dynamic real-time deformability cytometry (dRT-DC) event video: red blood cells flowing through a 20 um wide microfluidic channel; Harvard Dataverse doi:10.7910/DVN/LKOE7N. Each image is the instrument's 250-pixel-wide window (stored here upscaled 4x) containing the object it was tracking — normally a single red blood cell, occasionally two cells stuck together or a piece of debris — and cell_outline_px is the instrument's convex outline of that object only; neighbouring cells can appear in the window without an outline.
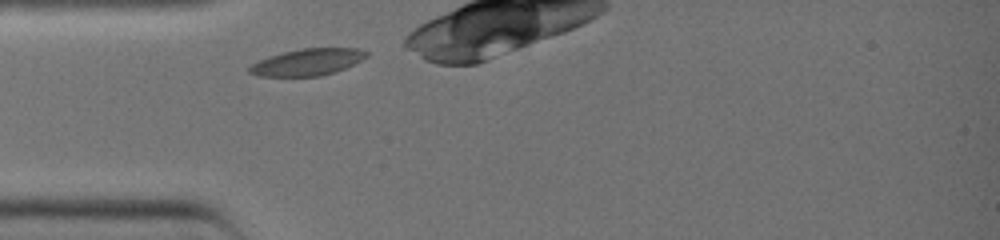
{"species": "common noctule bat (a hibernating species)", "species_latin": "Nyctalus noctula", "temperature_condition": "warm", "stored_images_in_passage": 12, "camera_frame_rate_fps": 3000, "um_per_image_px": 0.085, "animal": {"sex": "female", "body_mass_g": 19.0, "forearm_length_mm": 51.5}, "frame": {"image": 1, "passage_image": 1, "time_ms": 0.0, "image_size_px": [1000, 240], "cell_outline_px": [[368, 56], [344, 68], [320, 76], [260, 76], [248, 72], [248, 68], [252, 64], [268, 56], [300, 48], [360, 48], [368, 52]], "centroid_in_image_um": [26.12, 5.27], "position_along_channel_um": 58.9, "area_um2": 18.03}}
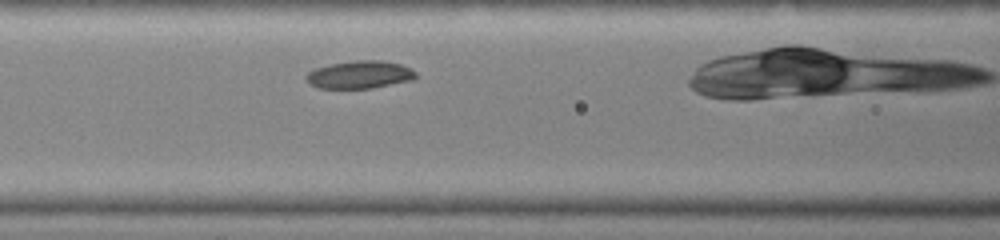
{"frame": {"image": 2, "passage_image": 6, "time_ms": 1.667, "image_size_px": [1000, 240], "cell_outline_px": [[416, 76], [412, 80], [372, 88], [316, 88], [308, 84], [304, 80], [304, 76], [308, 72], [316, 68], [328, 64], [356, 60], [380, 60], [400, 64], [416, 72]], "centroid_in_image_um": [30.5, 6.35], "position_along_channel_um": 136.1, "area_um2": 17.8}}
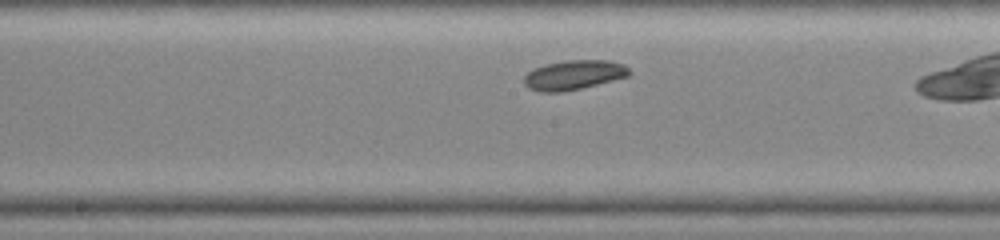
{"frame": {"image": 3, "passage_image": 10, "time_ms": 3.0, "image_size_px": [1000, 240], "cell_outline_px": [[632, 72], [628, 76], [580, 88], [560, 92], [540, 92], [528, 88], [524, 84], [524, 76], [532, 68], [544, 64], [564, 60], [608, 60], [624, 64]], "centroid_in_image_um": [48.74, 6.36], "position_along_channel_um": 199.5, "area_um2": 18.15}}